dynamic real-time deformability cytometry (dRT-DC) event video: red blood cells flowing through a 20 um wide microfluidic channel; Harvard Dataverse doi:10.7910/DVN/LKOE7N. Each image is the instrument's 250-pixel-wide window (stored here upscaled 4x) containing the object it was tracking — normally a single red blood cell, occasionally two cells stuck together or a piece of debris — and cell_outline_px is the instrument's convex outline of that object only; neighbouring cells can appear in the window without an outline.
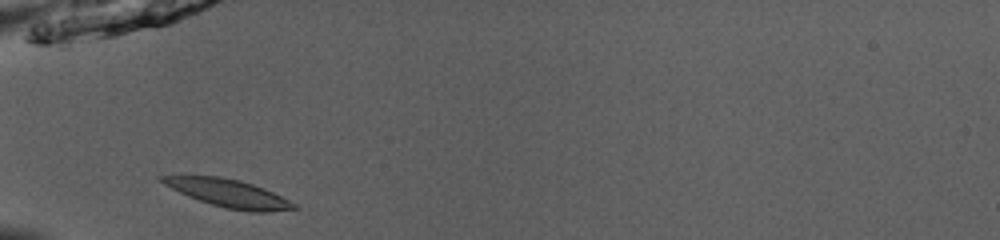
{"species": "common noctule bat (a hibernating species)", "species_latin": "Nyctalus noctula", "temperature_condition": "room temperature", "stored_images_in_passage": 34, "camera_frame_rate_fps": 3000, "um_per_image_px": 0.085, "animal": {"sex": "male", "body_mass_g": 13.0, "forearm_length_mm": 53.1}, "frame": {"image": 1, "passage_image": 1, "time_ms": 0.0, "image_size_px": [1000, 240], "cell_outline_px": [[296, 208], [272, 212], [248, 212], [228, 208], [212, 204], [188, 196], [156, 180], [156, 176], [220, 176], [240, 180], [264, 188], [296, 204]], "centroid_in_image_um": [19.4, 16.42], "position_along_channel_um": 65.6, "area_um2": 21.15}}
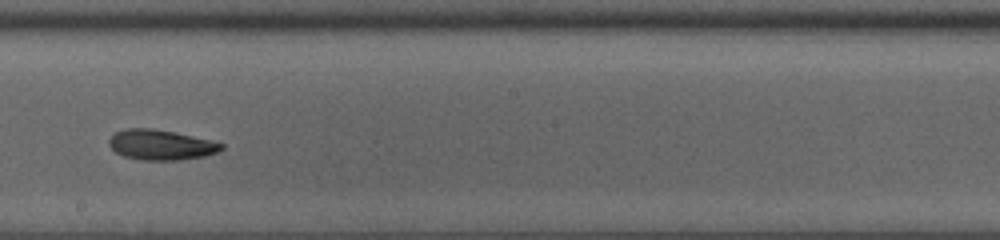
{"frame": {"image": 2, "passage_image": 14, "time_ms": 4.333, "image_size_px": [1000, 240], "cell_outline_px": [[224, 148], [216, 152], [204, 156], [180, 160], [140, 160], [124, 156], [116, 152], [108, 144], [108, 140], [116, 132], [124, 128], [152, 128], [212, 140], [224, 144]], "centroid_in_image_um": [13.67, 12.31], "position_along_channel_um": 234.5, "area_um2": 19.71}}
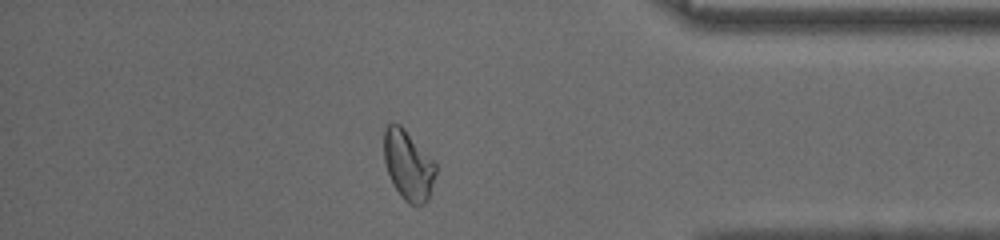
{"frame": {"image": 3, "passage_image": 28, "time_ms": 9.0, "image_size_px": [1000, 240], "cell_outline_px": [[436, 172], [428, 200], [424, 204], [416, 208], [408, 204], [400, 196], [388, 172], [384, 160], [384, 128], [388, 124], [400, 124], [404, 128], [436, 164]], "centroid_in_image_um": [34.7, 14.08], "position_along_channel_um": 400.5, "area_um2": 20.92}, "authors_computed_cell_mechanics": {"area_um2": 19.7676, "velocity_mm_per_s": 3.9612, "shape_relaxation_time_tau1_ms": 3.0146, "shape_relaxation_time_tau2_ms": 2.8165, "deformation_change_tau1": 0.1464, "deformation_change_tau2": 0.0971}}